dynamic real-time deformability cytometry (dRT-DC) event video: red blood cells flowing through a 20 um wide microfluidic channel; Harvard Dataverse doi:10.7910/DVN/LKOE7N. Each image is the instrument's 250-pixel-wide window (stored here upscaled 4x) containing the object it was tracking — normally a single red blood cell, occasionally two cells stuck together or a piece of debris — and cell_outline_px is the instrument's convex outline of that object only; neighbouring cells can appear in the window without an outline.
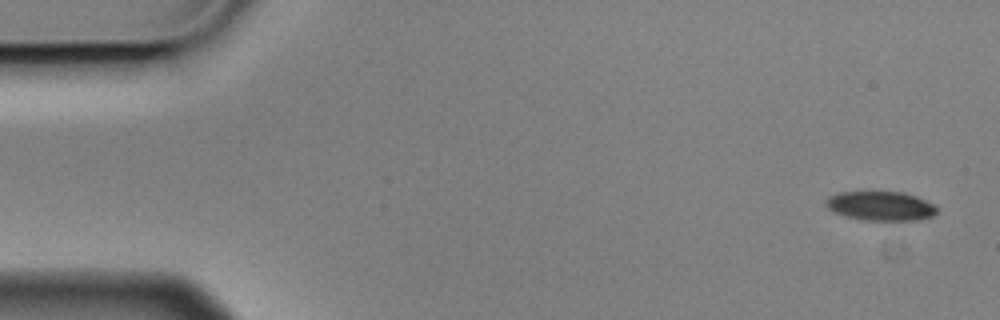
{"species": "Egyptian fruit bat (a non-hibernating species)", "species_latin": "Rousettus aegyptiacus", "temperature_condition": "cold", "stored_images_in_passage": 5, "camera_frame_rate_fps": 3000, "um_per_image_px": 0.085, "animal": {"sex": "male"}, "frame": {"image": 1, "passage_image": 1, "time_ms": 0.0, "image_size_px": [1000, 320], "cell_outline_px": [[936, 212], [932, 216], [916, 220], [864, 220], [848, 216], [836, 212], [828, 208], [824, 204], [824, 200], [828, 196], [836, 192], [904, 192], [916, 196], [932, 204], [936, 208]], "centroid_in_image_um": [74.81, 17.49], "position_along_channel_um": 10.2, "area_um2": 18.73}}
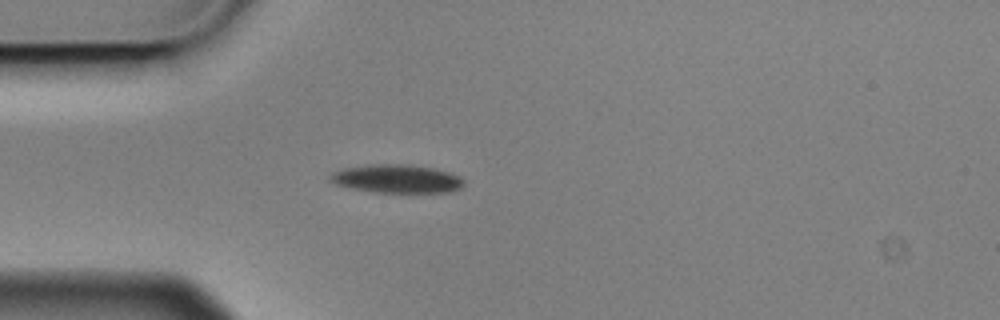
{"frame": {"image": 2, "passage_image": 5, "time_ms": 1.333, "image_size_px": [1000, 320], "cell_outline_px": [[464, 184], [460, 188], [448, 192], [372, 192], [336, 184], [332, 180], [332, 172], [344, 168], [368, 164], [408, 164], [432, 168], [448, 172], [464, 180]], "centroid_in_image_um": [33.74, 15.19], "position_along_channel_um": 51.3, "area_um2": 21.73}}